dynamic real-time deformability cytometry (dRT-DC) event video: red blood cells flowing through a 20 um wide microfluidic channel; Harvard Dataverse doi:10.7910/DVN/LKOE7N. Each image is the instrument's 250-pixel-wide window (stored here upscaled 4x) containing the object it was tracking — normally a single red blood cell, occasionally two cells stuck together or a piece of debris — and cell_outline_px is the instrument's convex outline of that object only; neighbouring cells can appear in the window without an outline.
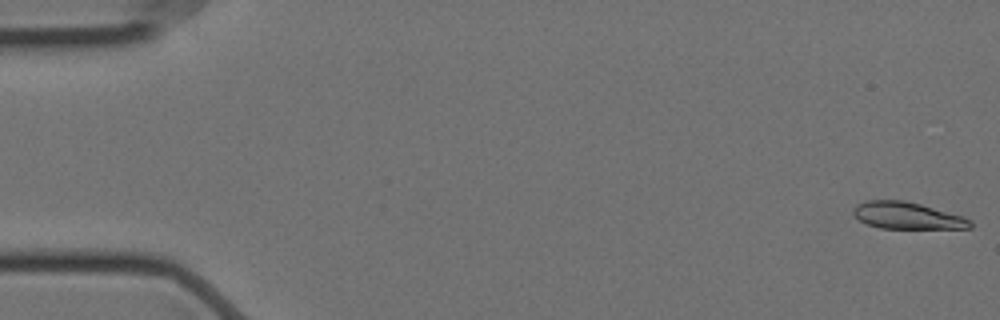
{"species": "Egyptian fruit bat (a non-hibernating species)", "species_latin": "Rousettus aegyptiacus", "temperature_condition": "cold", "stored_images_in_passage": 57, "camera_frame_rate_fps": 3000, "um_per_image_px": 0.085, "animal": {"sex": "female"}, "frame": {"image": 1, "passage_image": 1, "time_ms": 0.0, "image_size_px": [1000, 320], "cell_outline_px": [[972, 228], [880, 228], [868, 224], [860, 220], [852, 212], [852, 208], [856, 204], [864, 200], [904, 200], [920, 204], [964, 216], [972, 220]], "centroid_in_image_um": [77.11, 18.31], "position_along_channel_um": 7.9, "area_um2": 18.32}}
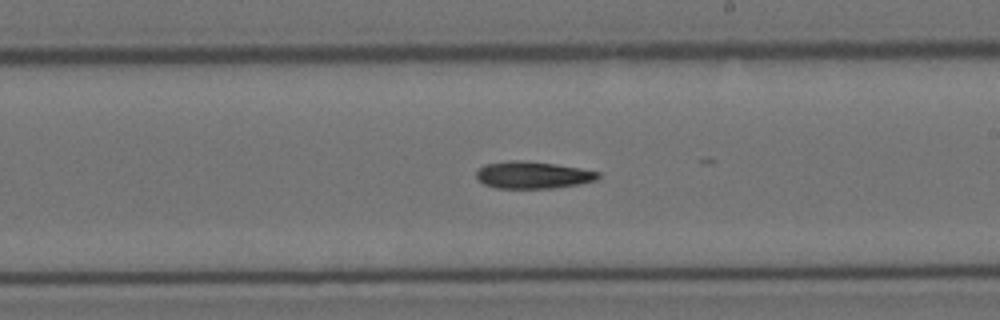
{"frame": {"image": 2, "passage_image": 33, "time_ms": 10.667, "image_size_px": [1000, 320], "cell_outline_px": [[600, 176], [596, 180], [580, 184], [556, 188], [496, 188], [484, 184], [476, 176], [476, 172], [484, 164], [508, 160], [520, 160], [556, 164], [580, 168], [600, 172]], "centroid_in_image_um": [45.3, 14.87], "position_along_channel_um": 243.7, "area_um2": 19.31}}
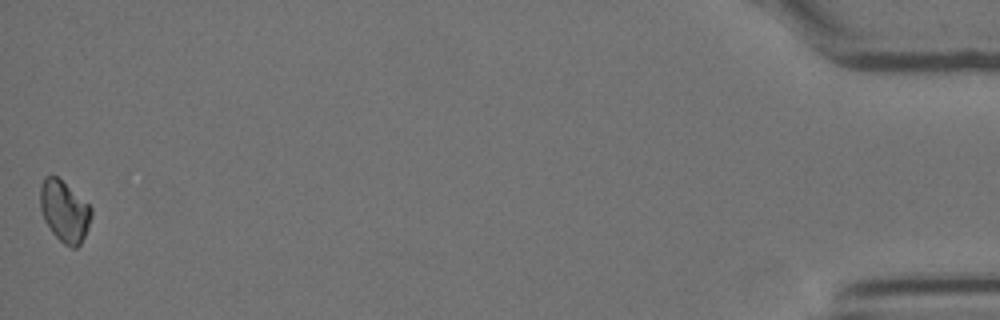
{"frame": {"image": 3, "passage_image": 57, "time_ms": 18.667, "image_size_px": [1000, 320], "cell_outline_px": [[92, 216], [88, 228], [80, 244], [76, 248], [72, 248], [64, 244], [52, 232], [44, 220], [40, 208], [40, 188], [44, 176], [56, 176], [88, 204], [92, 208]], "centroid_in_image_um": [5.47, 17.97], "position_along_channel_um": 429.7, "area_um2": 18.03}, "authors_computed_cell_mechanics": {"area_um2": 19.074, "velocity_mm_per_s": 3.5189, "shape_relaxation_time_tau1_ms": 5.6643, "shape_relaxation_time_tau2_ms": null, "deformation_change_tau1": 0.1261, "deformation_change_tau2": null}}